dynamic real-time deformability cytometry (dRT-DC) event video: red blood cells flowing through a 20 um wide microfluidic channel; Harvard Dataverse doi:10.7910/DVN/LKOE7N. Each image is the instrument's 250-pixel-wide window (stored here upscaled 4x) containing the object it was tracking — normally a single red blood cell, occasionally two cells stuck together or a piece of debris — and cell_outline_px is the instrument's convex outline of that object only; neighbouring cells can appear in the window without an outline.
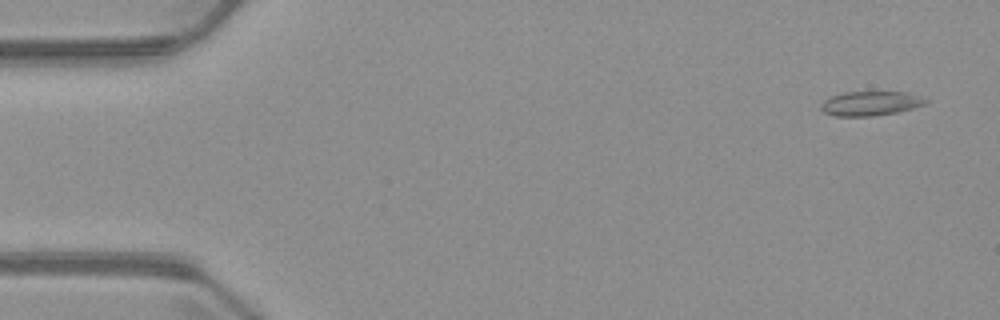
{"species": "common noctule bat (a hibernating species)", "species_latin": "Nyctalus noctula", "temperature_condition": "warm", "stored_images_in_passage": 5, "camera_frame_rate_fps": 3000, "um_per_image_px": 0.085, "animal": {"sex": "male", "body_mass_g": 23.1, "forearm_length_mm": 52.7}, "frame": {"image": 1, "passage_image": 1, "time_ms": 0.0, "image_size_px": [1000, 320], "cell_outline_px": [[932, 100], [924, 104], [912, 108], [896, 112], [872, 116], [836, 116], [824, 112], [820, 108], [820, 104], [824, 100], [832, 96], [844, 92], [908, 92]], "centroid_in_image_um": [74.01, 8.78], "position_along_channel_um": 11.0, "area_um2": 14.85}}
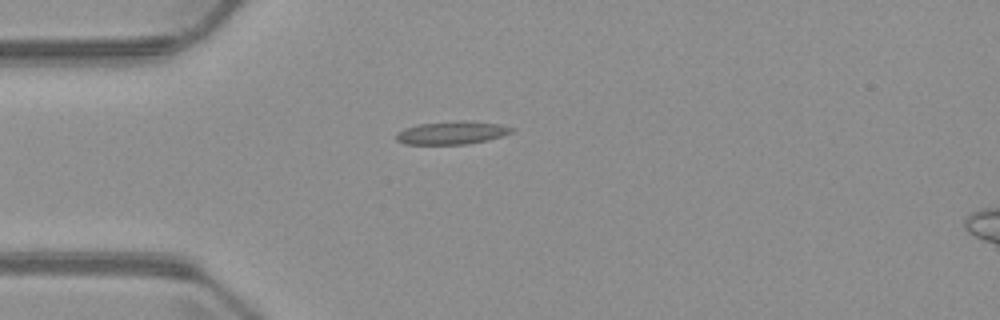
{"frame": {"image": 2, "passage_image": 4, "time_ms": 3.667, "image_size_px": [1000, 320], "cell_outline_px": [[516, 128], [512, 132], [488, 140], [464, 144], [404, 144], [396, 140], [396, 132], [404, 128], [420, 124], [460, 120], [472, 120], [500, 124]], "centroid_in_image_um": [38.42, 11.27], "position_along_channel_um": 46.6, "area_um2": 15.61}}